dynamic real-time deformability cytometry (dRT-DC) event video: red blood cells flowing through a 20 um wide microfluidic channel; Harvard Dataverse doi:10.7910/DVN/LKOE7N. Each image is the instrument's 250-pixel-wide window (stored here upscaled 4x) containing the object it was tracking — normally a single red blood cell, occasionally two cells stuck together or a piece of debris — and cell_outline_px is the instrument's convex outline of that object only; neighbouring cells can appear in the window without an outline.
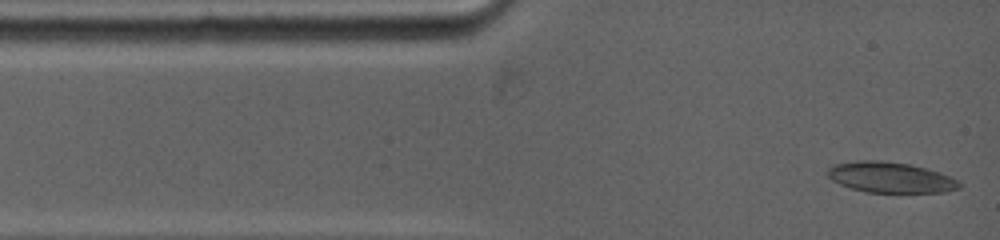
{"species": "common noctule bat (a hibernating species)", "species_latin": "Nyctalus noctula", "temperature_condition": "warm", "stored_images_in_passage": 38, "camera_frame_rate_fps": 5000, "um_per_image_px": 0.085, "animal": {"sex": "female", "body_mass_g": 19.0, "forearm_length_mm": 53.3}, "frame": {"image": 1, "passage_image": 1, "time_ms": 0.0, "image_size_px": [1000, 240], "cell_outline_px": [[960, 188], [944, 192], [864, 192], [840, 184], [832, 180], [824, 172], [832, 164], [860, 160], [880, 160], [908, 164], [924, 168], [960, 180]], "centroid_in_image_um": [75.63, 15.07], "position_along_channel_um": 9.4, "area_um2": 23.41}}
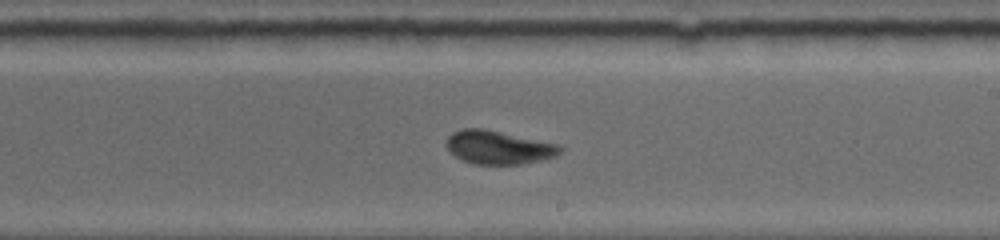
{"frame": {"image": 2, "passage_image": 17, "time_ms": 7.2, "image_size_px": [1000, 240], "cell_outline_px": [[564, 148], [556, 156], [540, 160], [520, 164], [472, 164], [456, 156], [444, 144], [444, 140], [452, 132], [464, 128], [484, 128], [556, 144]], "centroid_in_image_um": [42.33, 12.52], "position_along_channel_um": 246.7, "area_um2": 22.02}}
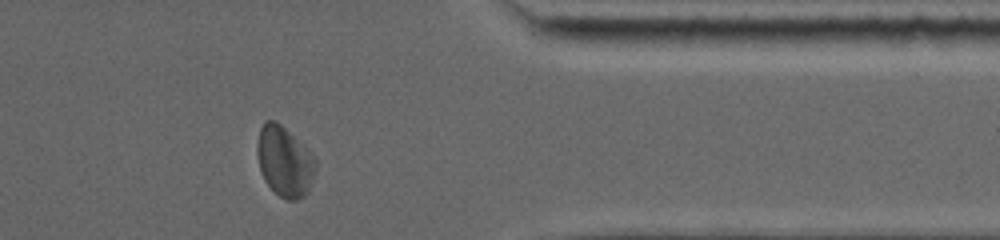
{"frame": {"image": 3, "passage_image": 33, "time_ms": 11.2, "image_size_px": [1000, 240], "cell_outline_px": [[316, 168], [308, 192], [304, 196], [296, 200], [288, 200], [280, 196], [264, 180], [260, 168], [256, 152], [256, 144], [260, 128], [264, 120], [276, 120], [312, 152], [316, 160]], "centroid_in_image_um": [24.19, 13.69], "position_along_channel_um": 387.2, "area_um2": 24.04}, "authors_computed_cell_mechanics": {"area_um2": 22.4842, "velocity_mm_per_s": 3.8646, "shape_relaxation_time_tau1_ms": 5.2605, "shape_relaxation_time_tau2_ms": 2.0751, "deformation_change_tau1": 0.1084, "deformation_change_tau2": 0.0714}}